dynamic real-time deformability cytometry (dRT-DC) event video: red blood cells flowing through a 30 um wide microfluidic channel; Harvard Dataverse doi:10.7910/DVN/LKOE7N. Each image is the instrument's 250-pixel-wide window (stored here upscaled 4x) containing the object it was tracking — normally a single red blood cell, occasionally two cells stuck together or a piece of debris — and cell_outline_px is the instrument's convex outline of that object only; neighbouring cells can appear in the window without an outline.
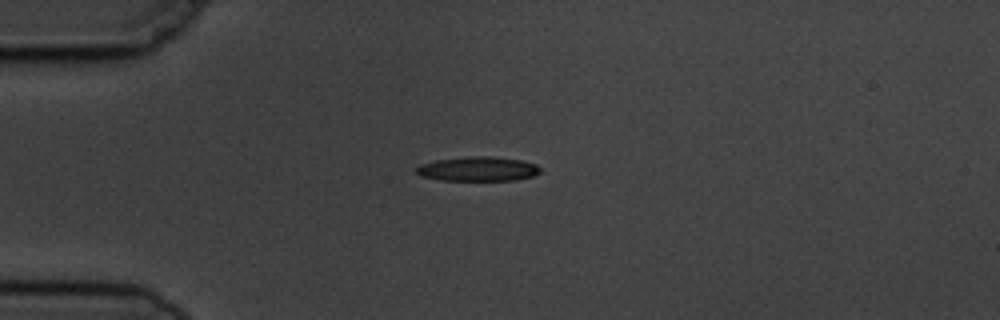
{"species": "common noctule bat (a hibernating species)", "species_latin": "Nyctalus noctula", "temperature_condition": "cold", "stored_images_in_passage": 5, "camera_frame_rate_fps": 3000, "um_per_image_px": 0.085, "animal": {"sex": "male", "body_mass_g": 19.5, "forearm_length_mm": 54.6}, "frame": {"image": 1, "passage_image": 1, "time_ms": 0.0, "image_size_px": [1000, 320], "cell_outline_px": [[540, 172], [532, 176], [516, 180], [440, 180], [424, 176], [416, 172], [416, 168], [420, 164], [436, 160], [468, 156], [488, 156], [520, 160], [536, 164], [540, 168]], "centroid_in_image_um": [40.63, 14.35], "position_along_channel_um": 44.4, "area_um2": 17.46}}
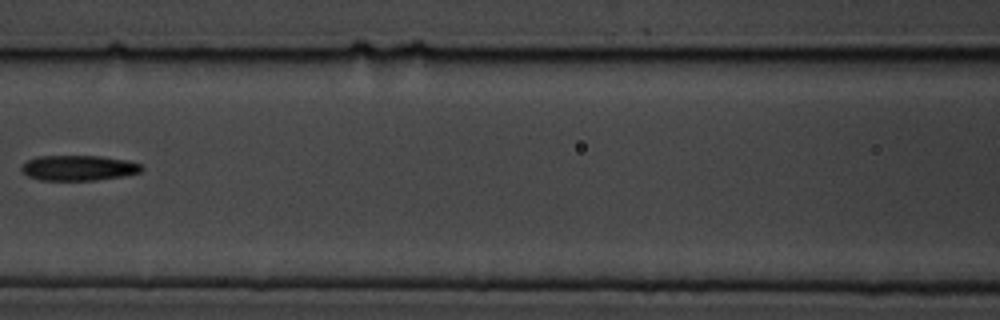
{"frame": {"image": 2, "passage_image": 4, "time_ms": 3.667, "image_size_px": [1000, 320], "cell_outline_px": [[144, 168], [140, 172], [124, 176], [96, 180], [40, 180], [28, 176], [20, 168], [28, 160], [36, 156], [100, 156], [128, 160], [140, 164]], "centroid_in_image_um": [6.7, 14.27], "position_along_channel_um": 159.9, "area_um2": 17.69}}
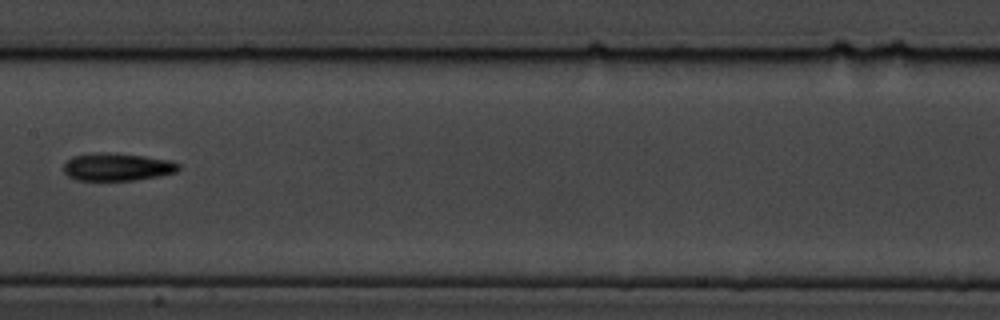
{"frame": {"image": 3, "passage_image": 5, "time_ms": 4.667, "image_size_px": [1000, 320], "cell_outline_px": [[180, 168], [176, 172], [160, 176], [132, 180], [76, 180], [68, 176], [64, 172], [64, 164], [72, 156], [100, 152], [104, 152], [144, 156], [172, 160], [180, 164]], "centroid_in_image_um": [9.98, 14.19], "position_along_channel_um": 197.4, "area_um2": 18.55}}